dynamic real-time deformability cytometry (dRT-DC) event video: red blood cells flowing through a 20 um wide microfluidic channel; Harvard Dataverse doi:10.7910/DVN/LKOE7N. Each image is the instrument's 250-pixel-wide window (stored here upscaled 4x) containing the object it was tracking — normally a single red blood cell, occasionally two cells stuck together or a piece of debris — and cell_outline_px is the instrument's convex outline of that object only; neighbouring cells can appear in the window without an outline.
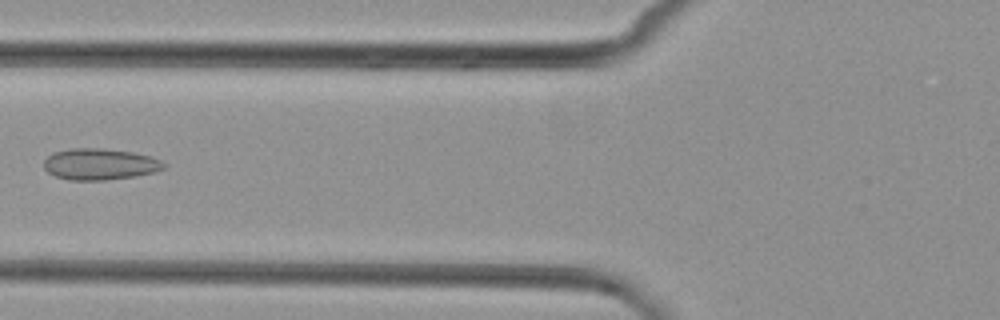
{"species": "common noctule bat (a hibernating species)", "species_latin": "Nyctalus noctula", "temperature_condition": "cold", "stored_images_in_passage": 7, "camera_frame_rate_fps": 3000, "um_per_image_px": 0.085, "animal": {"sex": "female", "body_mass_g": 29.2, "forearm_length_mm": 56.3}, "frame": {"image": 1, "passage_image": 6, "time_ms": 6.667, "image_size_px": [1000, 320], "cell_outline_px": [[168, 164], [164, 168], [156, 172], [136, 176], [104, 180], [68, 180], [56, 176], [48, 172], [44, 168], [44, 160], [52, 152], [72, 148], [104, 148], [132, 152], [152, 156]], "centroid_in_image_um": [8.51, 13.95], "position_along_channel_um": 117.3, "area_um2": 22.14}}
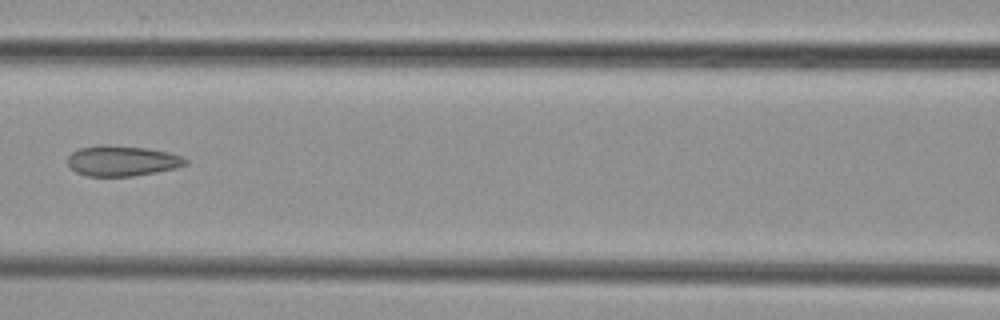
{"frame": {"image": 2, "passage_image": 7, "time_ms": 7.667, "image_size_px": [1000, 320], "cell_outline_px": [[188, 164], [176, 168], [156, 172], [132, 176], [88, 176], [76, 172], [68, 164], [68, 156], [72, 152], [80, 148], [100, 144], [108, 144], [144, 148], [168, 152], [180, 156], [188, 160]], "centroid_in_image_um": [10.37, 13.66], "position_along_channel_um": 156.2, "area_um2": 20.87}}